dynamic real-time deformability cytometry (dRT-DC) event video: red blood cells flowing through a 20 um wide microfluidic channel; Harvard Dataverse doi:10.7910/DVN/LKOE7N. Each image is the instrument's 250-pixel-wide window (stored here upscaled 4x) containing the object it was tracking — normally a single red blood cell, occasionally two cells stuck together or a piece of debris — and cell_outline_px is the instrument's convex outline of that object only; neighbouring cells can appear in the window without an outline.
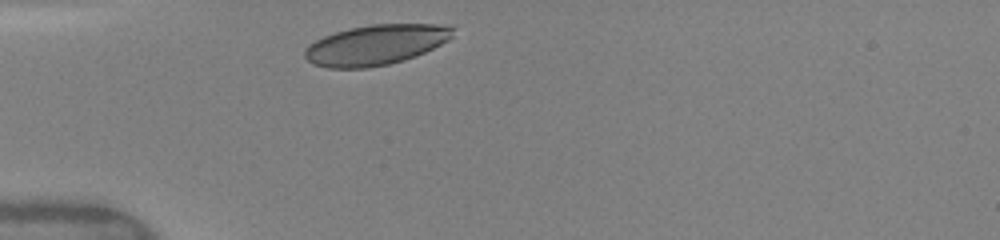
{"species": "human", "species_latin": "Homo sapiens", "temperature_condition": "warm", "stored_images_in_passage": 3, "camera_frame_rate_fps": 3000, "um_per_image_px": 0.085, "donor": {"sex": "female"}, "frame": {"image": 1, "passage_image": 1, "time_ms": 0.0, "image_size_px": [1000, 240], "cell_outline_px": [[452, 36], [448, 40], [416, 56], [404, 60], [388, 64], [368, 68], [328, 68], [312, 64], [304, 56], [304, 52], [316, 40], [324, 36], [348, 28], [372, 24], [452, 24]], "centroid_in_image_um": [31.96, 3.81], "position_along_channel_um": 53.0, "area_um2": 34.56}}
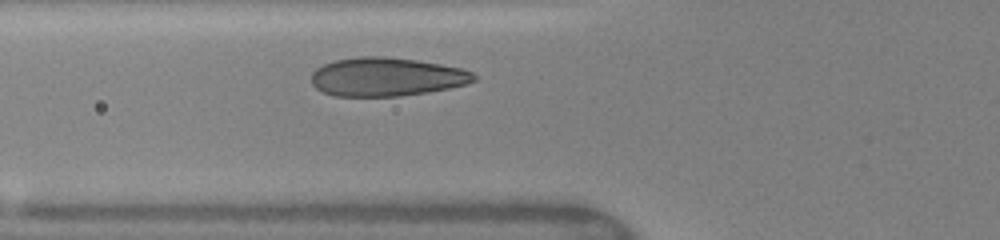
{"frame": {"image": 2, "passage_image": 3, "time_ms": 1.333, "image_size_px": [1000, 240], "cell_outline_px": [[476, 80], [468, 84], [428, 92], [400, 96], [336, 96], [324, 92], [316, 88], [312, 84], [312, 72], [316, 68], [324, 64], [336, 60], [360, 56], [384, 56], [416, 60], [440, 64], [460, 68], [472, 72], [476, 76]], "centroid_in_image_um": [32.86, 6.53], "position_along_channel_um": 92.9, "area_um2": 36.53}}